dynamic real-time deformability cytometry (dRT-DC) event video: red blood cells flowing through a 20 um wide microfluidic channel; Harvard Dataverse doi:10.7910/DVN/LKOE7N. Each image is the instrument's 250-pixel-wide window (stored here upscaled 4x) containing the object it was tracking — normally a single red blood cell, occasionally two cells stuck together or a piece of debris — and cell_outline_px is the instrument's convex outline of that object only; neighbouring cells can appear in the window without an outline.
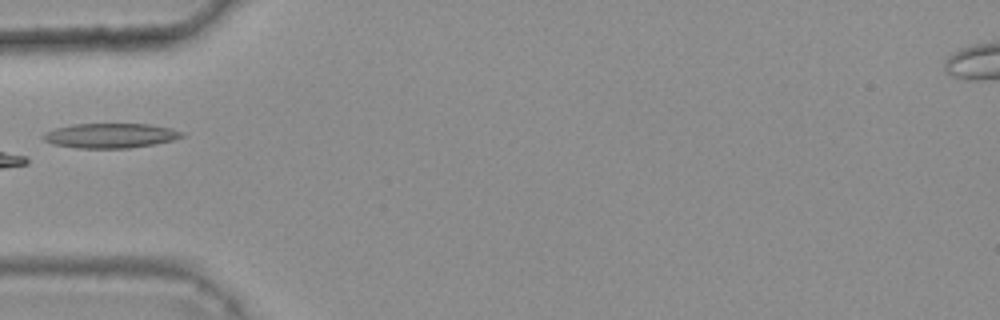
{"species": "common noctule bat (a hibernating species)", "species_latin": "Nyctalus noctula", "temperature_condition": "warm", "stored_images_in_passage": 30, "camera_frame_rate_fps": 3000, "um_per_image_px": 0.085, "animal": {"sex": "female", "body_mass_g": 25.1}, "frame": {"image": 1, "passage_image": 1, "time_ms": 0.0, "image_size_px": [1000, 320], "cell_outline_px": [[184, 136], [172, 140], [156, 144], [128, 148], [80, 148], [52, 144], [44, 140], [40, 136], [44, 132], [56, 128], [72, 124], [152, 124], [172, 128], [184, 132]], "centroid_in_image_um": [9.39, 11.52], "position_along_channel_um": 75.6, "area_um2": 20.11}}